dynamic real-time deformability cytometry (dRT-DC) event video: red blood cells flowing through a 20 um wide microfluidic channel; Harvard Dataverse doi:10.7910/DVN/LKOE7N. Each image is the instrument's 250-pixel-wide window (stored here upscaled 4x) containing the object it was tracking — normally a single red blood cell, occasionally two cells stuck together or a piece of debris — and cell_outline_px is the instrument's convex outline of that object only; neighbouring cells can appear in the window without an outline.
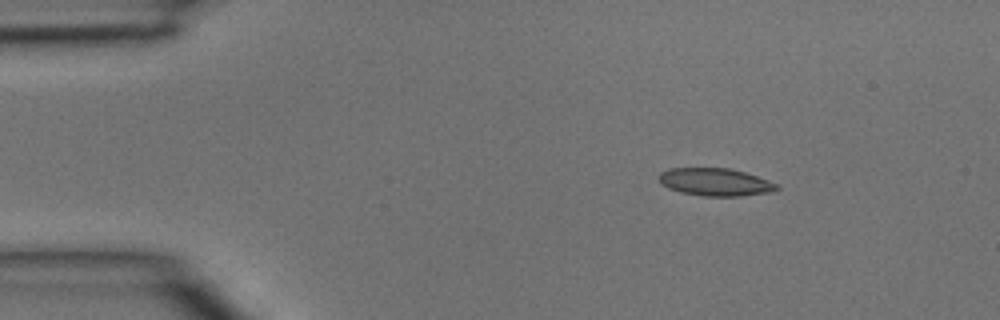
{"species": "common noctule bat (a hibernating species)", "species_latin": "Nyctalus noctula", "temperature_condition": "room temperature", "stored_images_in_passage": 4, "camera_frame_rate_fps": 3000, "um_per_image_px": 0.085, "animal": {"sex": "male", "body_mass_g": 15.6}, "frame": {"image": 1, "passage_image": 1, "time_ms": 0.0, "image_size_px": [1000, 320], "cell_outline_px": [[780, 188], [772, 192], [740, 196], [704, 196], [680, 192], [668, 188], [660, 180], [660, 172], [668, 168], [728, 168], [744, 172], [768, 180], [776, 184]], "centroid_in_image_um": [60.81, 15.47], "position_along_channel_um": 24.2, "area_um2": 18.84}}
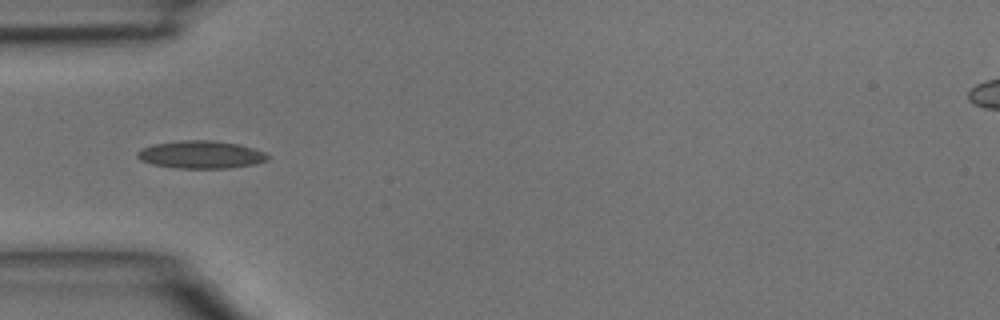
{"frame": {"image": 2, "passage_image": 3, "time_ms": 0.667, "image_size_px": [1000, 320], "cell_outline_px": [[272, 156], [268, 160], [256, 164], [232, 168], [176, 168], [152, 164], [140, 160], [136, 156], [136, 152], [140, 148], [152, 144], [180, 140], [212, 140], [240, 144], [264, 152]], "centroid_in_image_um": [17.08, 13.14], "position_along_channel_um": 67.9, "area_um2": 21.39}}
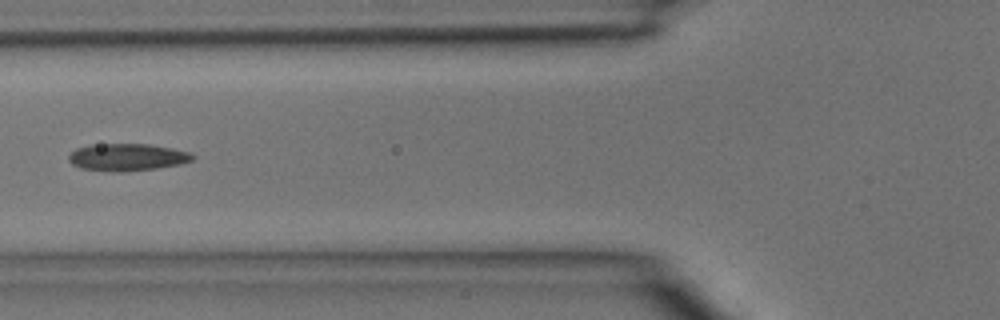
{"frame": {"image": 3, "passage_image": 4, "time_ms": 1.0, "image_size_px": [1000, 320], "cell_outline_px": [[196, 156], [192, 160], [180, 164], [156, 168], [120, 172], [80, 168], [72, 164], [68, 160], [68, 156], [76, 148], [88, 144], [148, 144], [172, 148], [192, 152]], "centroid_in_image_um": [10.82, 13.35], "position_along_channel_um": 115.0, "area_um2": 19.71}}